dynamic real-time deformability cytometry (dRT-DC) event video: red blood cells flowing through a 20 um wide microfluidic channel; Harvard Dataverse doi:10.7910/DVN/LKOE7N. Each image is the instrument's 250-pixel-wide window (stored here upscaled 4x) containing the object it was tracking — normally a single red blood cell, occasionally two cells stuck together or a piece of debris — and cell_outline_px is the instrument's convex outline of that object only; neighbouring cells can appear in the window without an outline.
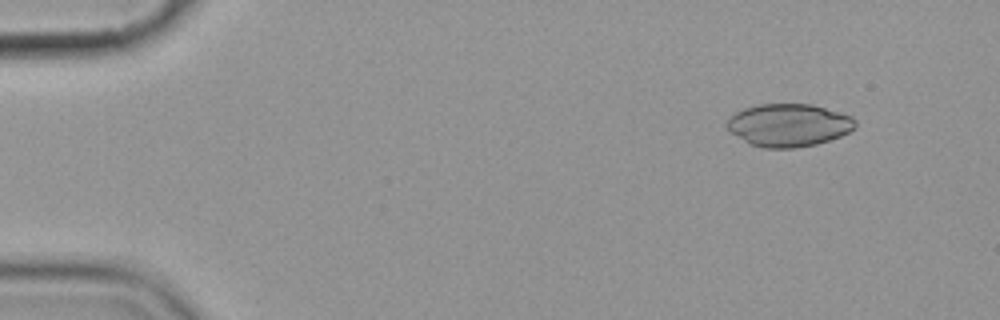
{"species": "common noctule bat (a hibernating species)", "species_latin": "Nyctalus noctula", "temperature_condition": "cold", "stored_images_in_passage": 4, "camera_frame_rate_fps": 3000, "um_per_image_px": 0.085, "animal": {"sex": "female", "body_mass_g": 19.9}, "frame": {"image": 1, "passage_image": 1, "time_ms": 0.0, "image_size_px": [1000, 320], "cell_outline_px": [[856, 128], [840, 136], [816, 144], [796, 148], [764, 148], [748, 144], [732, 132], [724, 124], [736, 112], [744, 108], [760, 104], [812, 104], [852, 116], [856, 120]], "centroid_in_image_um": [67.05, 10.64], "position_along_channel_um": 18.0, "area_um2": 31.96}}